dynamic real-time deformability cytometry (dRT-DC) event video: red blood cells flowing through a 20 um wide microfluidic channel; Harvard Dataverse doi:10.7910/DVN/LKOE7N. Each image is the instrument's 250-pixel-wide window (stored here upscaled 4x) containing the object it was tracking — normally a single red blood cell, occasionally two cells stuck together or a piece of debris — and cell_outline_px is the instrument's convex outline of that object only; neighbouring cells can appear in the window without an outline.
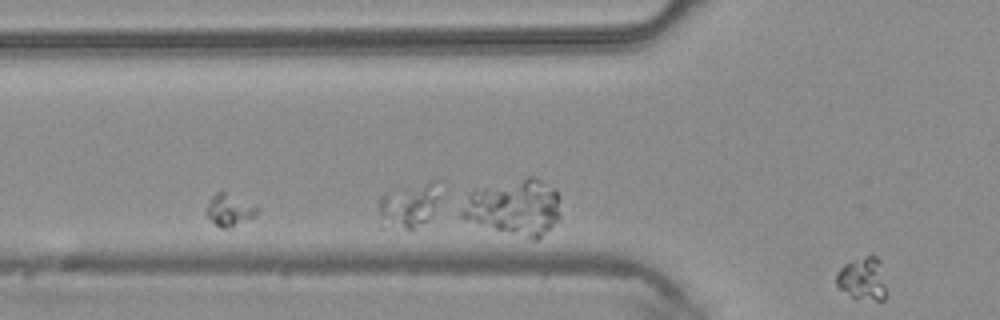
{"species": "common noctule bat (a hibernating species)", "species_latin": "Nyctalus noctula", "temperature_condition": "warm", "stored_images_in_passage": 2, "segment_of_instrument_passage": [2, 2], "camera_frame_rate_fps": 3000, "um_per_image_px": 0.085, "animal": {"sex": "male", "body_mass_g": 20.4}, "frame": {"image": 1, "passage_image": 2, "time_ms": 0.333, "image_size_px": [1000, 320], "cell_outline_px": [[884, 300], [876, 300], [852, 296], [840, 288], [836, 284], [836, 276], [840, 268], [844, 264], [864, 256], [876, 256], [880, 260], [884, 284]], "centroid_in_image_um": [73.3, 23.66], "position_along_channel_um": 52.5, "area_um2": 11.96}}